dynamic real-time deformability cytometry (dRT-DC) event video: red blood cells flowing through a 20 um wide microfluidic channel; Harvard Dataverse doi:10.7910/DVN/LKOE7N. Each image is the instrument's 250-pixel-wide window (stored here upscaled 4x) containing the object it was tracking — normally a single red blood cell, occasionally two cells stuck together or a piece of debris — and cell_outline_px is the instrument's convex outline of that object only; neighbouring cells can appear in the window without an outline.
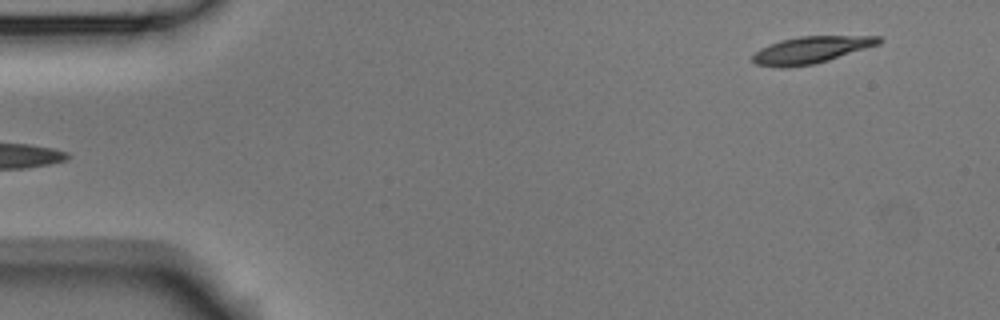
{"species": "Egyptian fruit bat (a non-hibernating species)", "species_latin": "Rousettus aegyptiacus", "temperature_condition": "room temperature", "stored_images_in_passage": 6, "segment_of_instrument_passage": [2, 2], "camera_frame_rate_fps": 3000, "um_per_image_px": 0.085, "animal": {"sex": "male"}, "frame": {"image": 1, "passage_image": 6, "time_ms": 1.667, "image_size_px": [1000, 320], "cell_outline_px": [[884, 40], [880, 44], [816, 64], [788, 68], [780, 68], [756, 64], [752, 60], [752, 56], [760, 48], [784, 40], [800, 36], [880, 36]], "centroid_in_image_um": [68.97, 4.25], "position_along_channel_um": 16.0, "area_um2": 19.77}}